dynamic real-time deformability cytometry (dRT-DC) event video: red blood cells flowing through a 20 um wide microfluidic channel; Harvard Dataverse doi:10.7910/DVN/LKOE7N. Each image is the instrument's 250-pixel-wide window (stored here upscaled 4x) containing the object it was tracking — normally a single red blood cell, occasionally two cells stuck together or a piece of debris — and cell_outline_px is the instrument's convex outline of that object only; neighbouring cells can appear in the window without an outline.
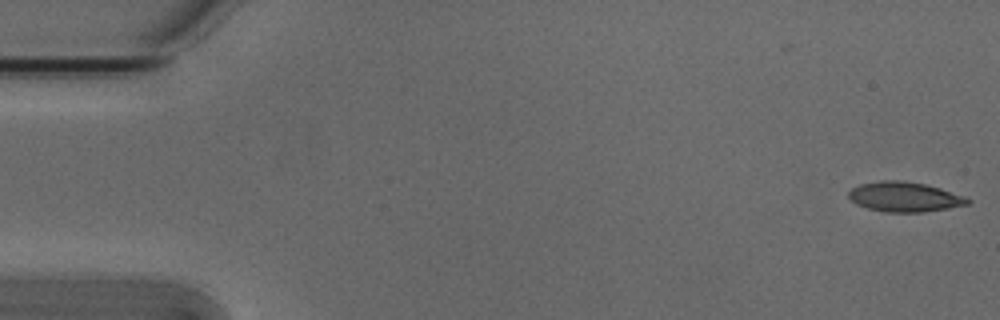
{"species": "Egyptian fruit bat (a non-hibernating species)", "species_latin": "Rousettus aegyptiacus", "temperature_condition": "cold", "stored_images_in_passage": 5, "camera_frame_rate_fps": 3000, "um_per_image_px": 0.085, "animal": {"sex": "male"}, "frame": {"image": 1, "passage_image": 1, "time_ms": 0.0, "image_size_px": [1000, 320], "cell_outline_px": [[972, 200], [968, 204], [948, 208], [920, 212], [884, 212], [868, 208], [856, 204], [848, 196], [848, 192], [852, 188], [860, 184], [880, 180], [900, 180], [924, 184], [940, 188], [964, 196]], "centroid_in_image_um": [76.87, 16.73], "position_along_channel_um": 8.1, "area_um2": 20.58}}